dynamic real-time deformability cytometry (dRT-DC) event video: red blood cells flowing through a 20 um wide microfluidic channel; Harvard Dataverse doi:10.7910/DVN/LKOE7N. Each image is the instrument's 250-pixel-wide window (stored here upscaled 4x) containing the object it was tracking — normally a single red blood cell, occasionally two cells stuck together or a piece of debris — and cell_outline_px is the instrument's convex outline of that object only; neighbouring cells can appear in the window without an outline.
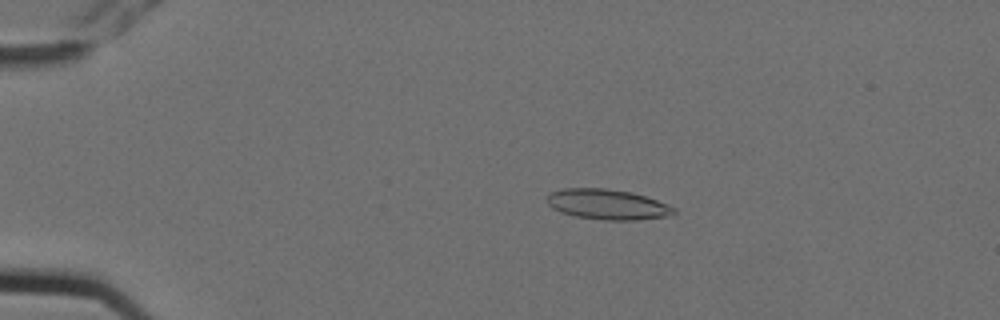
{"species": "Egyptian fruit bat (a non-hibernating species)", "species_latin": "Rousettus aegyptiacus", "temperature_condition": "cold", "stored_images_in_passage": 5, "camera_frame_rate_fps": 3000, "um_per_image_px": 0.085, "animal": {"sex": "female"}, "frame": {"image": 1, "passage_image": 3, "time_ms": 0.667, "image_size_px": [1000, 320], "cell_outline_px": [[676, 212], [668, 216], [636, 220], [604, 220], [576, 216], [560, 212], [552, 208], [548, 204], [548, 196], [552, 192], [564, 188], [608, 188], [632, 192], [656, 200], [676, 208]], "centroid_in_image_um": [51.64, 17.37], "position_along_channel_um": 33.4, "area_um2": 22.31}}